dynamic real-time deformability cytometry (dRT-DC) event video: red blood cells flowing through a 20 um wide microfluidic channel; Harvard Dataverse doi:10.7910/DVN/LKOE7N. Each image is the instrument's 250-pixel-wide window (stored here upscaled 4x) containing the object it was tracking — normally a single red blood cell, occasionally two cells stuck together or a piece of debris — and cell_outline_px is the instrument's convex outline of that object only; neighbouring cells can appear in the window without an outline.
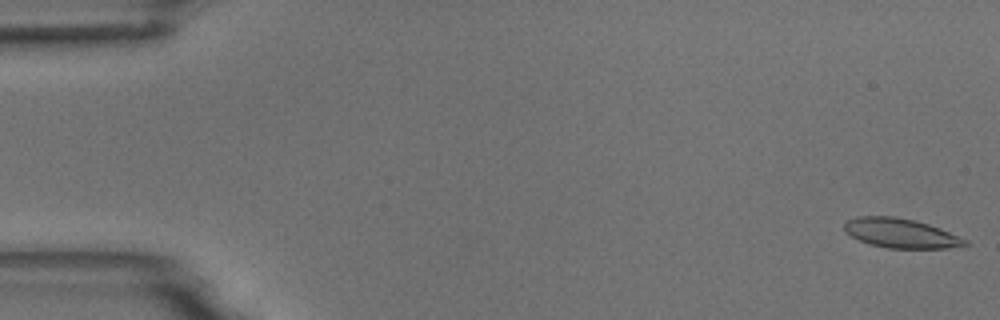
{"species": "common noctule bat (a hibernating species)", "species_latin": "Nyctalus noctula", "temperature_condition": "room temperature", "stored_images_in_passage": 54, "camera_frame_rate_fps": 3000, "um_per_image_px": 0.085, "animal": {"sex": "male", "body_mass_g": 18.8}, "frame": {"image": 1, "passage_image": 1, "time_ms": 0.0, "image_size_px": [1000, 320], "cell_outline_px": [[968, 244], [948, 248], [888, 248], [868, 244], [844, 232], [844, 224], [848, 220], [856, 216], [896, 216], [916, 220], [940, 228], [968, 240]], "centroid_in_image_um": [76.54, 19.81], "position_along_channel_um": 8.5, "area_um2": 20.75}}
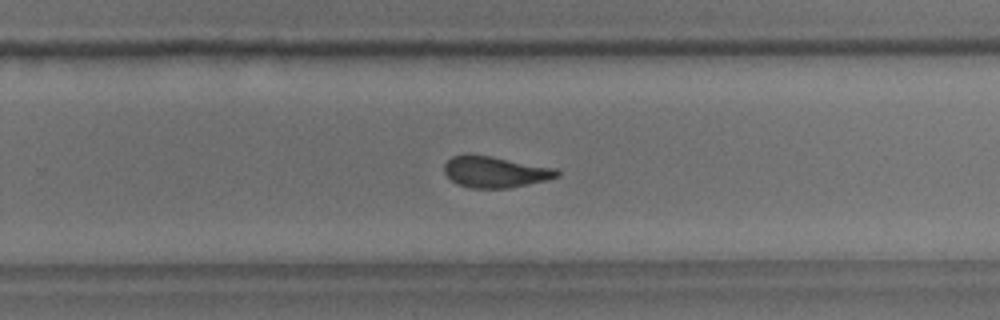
{"frame": {"image": 2, "passage_image": 35, "time_ms": 11.333, "image_size_px": [1000, 320], "cell_outline_px": [[560, 176], [548, 180], [508, 188], [472, 188], [456, 184], [444, 172], [444, 164], [452, 156], [468, 152], [492, 156], [556, 168], [560, 172]], "centroid_in_image_um": [42.07, 14.59], "position_along_channel_um": 287.7, "area_um2": 20.87}}
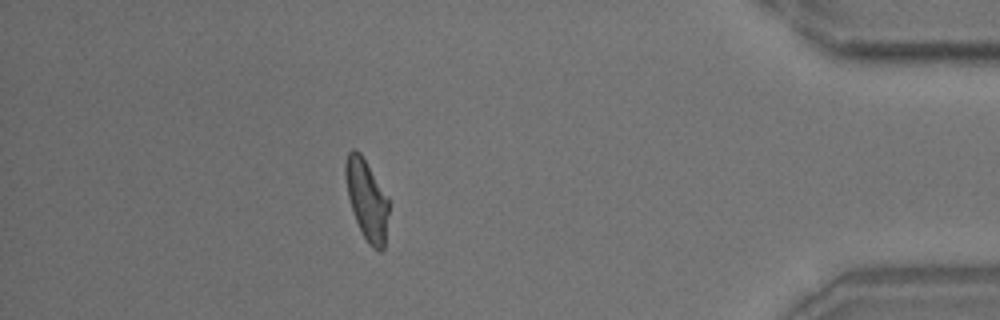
{"frame": {"image": 3, "passage_image": 48, "time_ms": 15.667, "image_size_px": [1000, 320], "cell_outline_px": [[388, 212], [384, 248], [380, 252], [372, 248], [368, 244], [352, 212], [348, 196], [344, 172], [344, 164], [348, 152], [352, 148], [356, 148], [360, 152], [388, 196]], "centroid_in_image_um": [31.16, 16.95], "position_along_channel_um": 404.0, "area_um2": 20.29}, "authors_computed_cell_mechanics": {"area_um2": 20.9814, "velocity_mm_per_s": 3.7138, "shape_relaxation_time_tau1_ms": null, "shape_relaxation_time_tau2_ms": 1.8737, "deformation_change_tau1": null, "deformation_change_tau2": 0.0988}}